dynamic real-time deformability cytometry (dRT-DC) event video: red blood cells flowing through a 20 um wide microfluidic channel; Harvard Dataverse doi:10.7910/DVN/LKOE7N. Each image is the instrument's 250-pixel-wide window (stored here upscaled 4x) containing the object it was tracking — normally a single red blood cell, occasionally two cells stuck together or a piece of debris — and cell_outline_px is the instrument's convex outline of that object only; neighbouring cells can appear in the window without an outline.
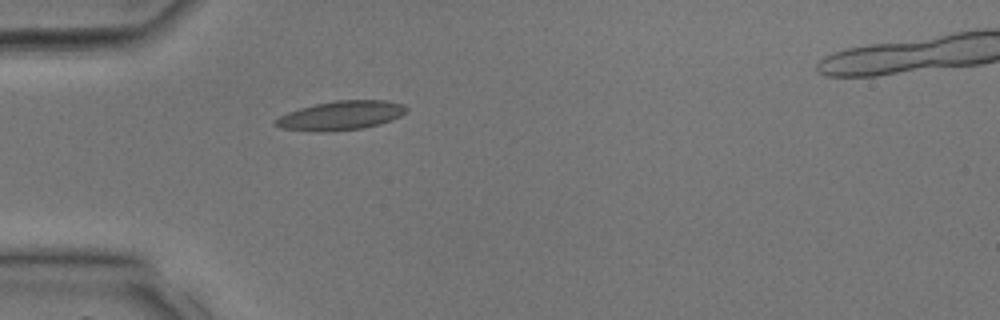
{"species": "common noctule bat (a hibernating species)", "species_latin": "Nyctalus noctula", "temperature_condition": "room temperature", "stored_images_in_passage": 26, "segment_of_instrument_passage": [1, 2], "camera_frame_rate_fps": 3000, "um_per_image_px": 0.085, "animal": {"sex": "male", "body_mass_g": 17.9, "forearm_length_mm": 54.2}, "frame": {"image": 1, "passage_image": 1, "time_ms": 0.0, "image_size_px": [1000, 320], "cell_outline_px": [[408, 112], [392, 120], [380, 124], [364, 128], [328, 132], [316, 132], [280, 128], [272, 124], [272, 120], [288, 112], [300, 108], [316, 104], [336, 100], [384, 100], [404, 104], [408, 108]], "centroid_in_image_um": [28.97, 9.83], "position_along_channel_um": 56.0, "area_um2": 22.48}}
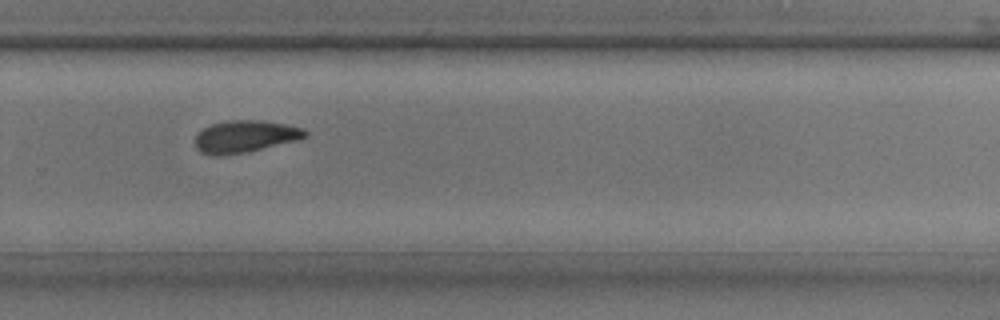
{"frame": {"image": 2, "passage_image": 14, "time_ms": 4.333, "image_size_px": [1000, 320], "cell_outline_px": [[308, 136], [296, 140], [248, 152], [224, 156], [212, 156], [200, 152], [196, 148], [196, 136], [204, 128], [212, 124], [232, 120], [264, 120], [304, 128], [308, 132]], "centroid_in_image_um": [20.84, 11.61], "position_along_channel_um": 309.0, "area_um2": 20.63}}
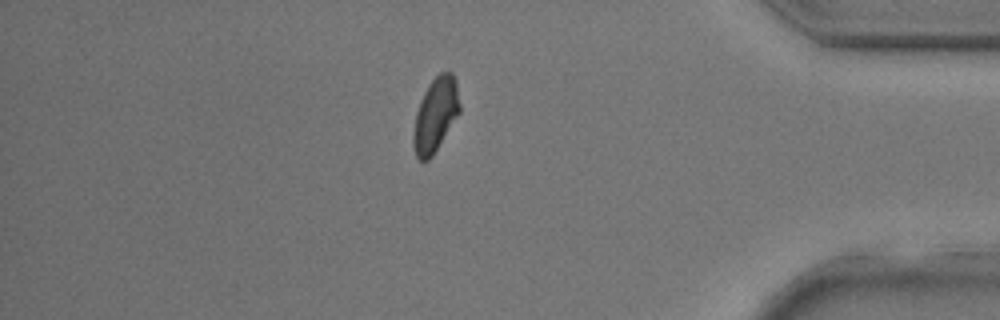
{"frame": {"image": 3, "passage_image": 20, "time_ms": 6.333, "image_size_px": [1000, 320], "cell_outline_px": [[460, 112], [432, 156], [428, 160], [420, 160], [416, 156], [412, 144], [412, 136], [416, 112], [420, 100], [428, 84], [440, 72], [452, 72], [456, 80], [460, 104]], "centroid_in_image_um": [37.0, 9.75], "position_along_channel_um": 398.2, "area_um2": 20.0}}